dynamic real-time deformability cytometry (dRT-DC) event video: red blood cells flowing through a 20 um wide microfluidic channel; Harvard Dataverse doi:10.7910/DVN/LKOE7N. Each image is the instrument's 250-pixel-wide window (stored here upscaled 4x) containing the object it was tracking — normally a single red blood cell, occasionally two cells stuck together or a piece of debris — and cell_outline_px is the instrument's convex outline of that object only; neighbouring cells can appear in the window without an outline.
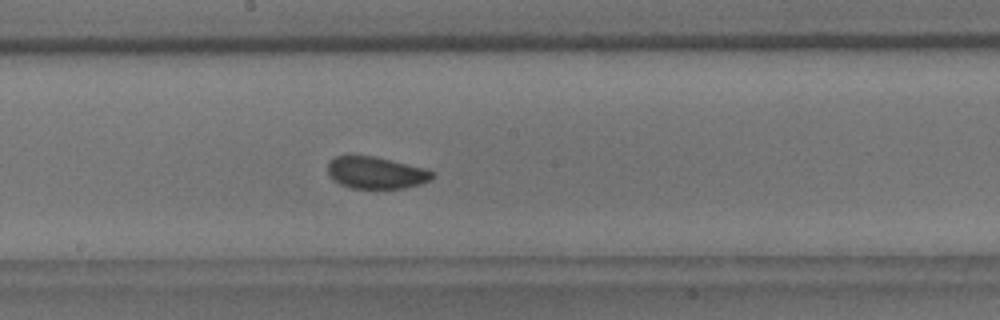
{"species": "common noctule bat (a hibernating species)", "species_latin": "Nyctalus noctula", "temperature_condition": "room temperature", "stored_images_in_passage": 39, "camera_frame_rate_fps": 3000, "um_per_image_px": 0.085, "animal": {"sex": "male", "body_mass_g": 18.8}, "frame": {"image": 1, "passage_image": 13, "time_ms": 4.0, "image_size_px": [1000, 320], "cell_outline_px": [[436, 176], [420, 184], [404, 188], [348, 188], [332, 180], [328, 172], [328, 164], [336, 156], [348, 152], [376, 156], [424, 168], [436, 172]], "centroid_in_image_um": [31.92, 14.64], "position_along_channel_um": 216.3, "area_um2": 20.06}}
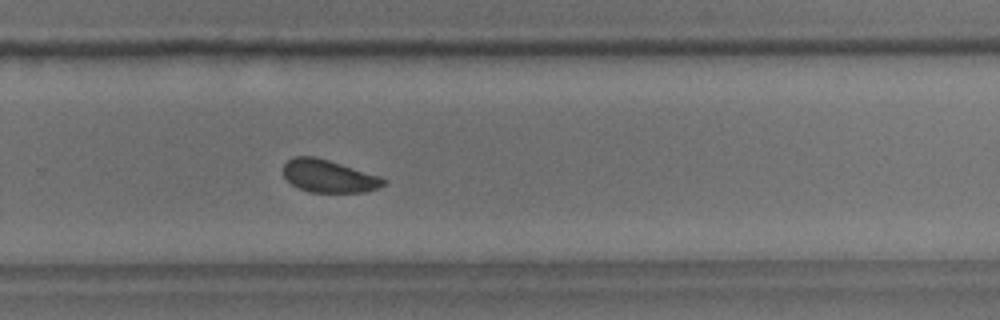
{"frame": {"image": 2, "passage_image": 20, "time_ms": 6.333, "image_size_px": [1000, 320], "cell_outline_px": [[388, 184], [380, 188], [364, 192], [308, 192], [292, 184], [284, 176], [284, 164], [292, 156], [312, 156], [328, 160], [380, 176], [388, 180]], "centroid_in_image_um": [27.99, 14.98], "position_along_channel_um": 301.8, "area_um2": 19.07}}
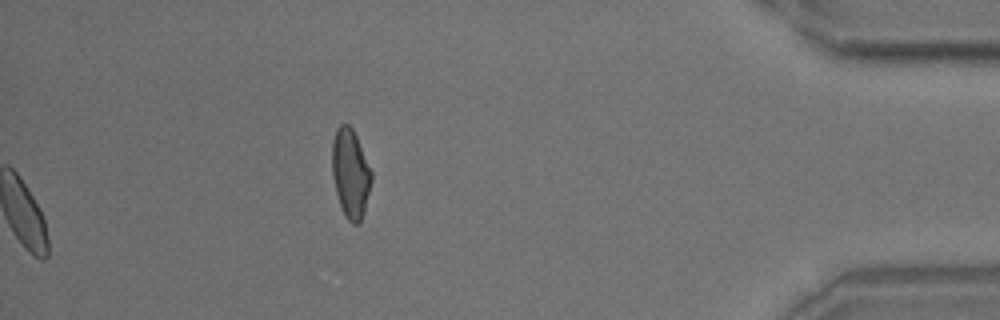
{"frame": {"image": 3, "passage_image": 39, "time_ms": 12.667, "image_size_px": [1000, 320], "cell_outline_px": [[372, 180], [364, 212], [360, 220], [356, 224], [352, 224], [344, 216], [336, 192], [332, 176], [332, 140], [336, 128], [340, 124], [348, 124], [352, 128], [356, 136], [372, 172]], "centroid_in_image_um": [29.78, 14.73], "position_along_channel_um": 405.4, "area_um2": 20.35}, "authors_computed_cell_mechanics": {"area_um2": 19.7098, "velocity_mm_per_s": 3.6784, "shape_relaxation_time_tau1_ms": 1.7767, "shape_relaxation_time_tau2_ms": 2.3007, "deformation_change_tau1": 0.0609, "deformation_change_tau2": 0.0534}}